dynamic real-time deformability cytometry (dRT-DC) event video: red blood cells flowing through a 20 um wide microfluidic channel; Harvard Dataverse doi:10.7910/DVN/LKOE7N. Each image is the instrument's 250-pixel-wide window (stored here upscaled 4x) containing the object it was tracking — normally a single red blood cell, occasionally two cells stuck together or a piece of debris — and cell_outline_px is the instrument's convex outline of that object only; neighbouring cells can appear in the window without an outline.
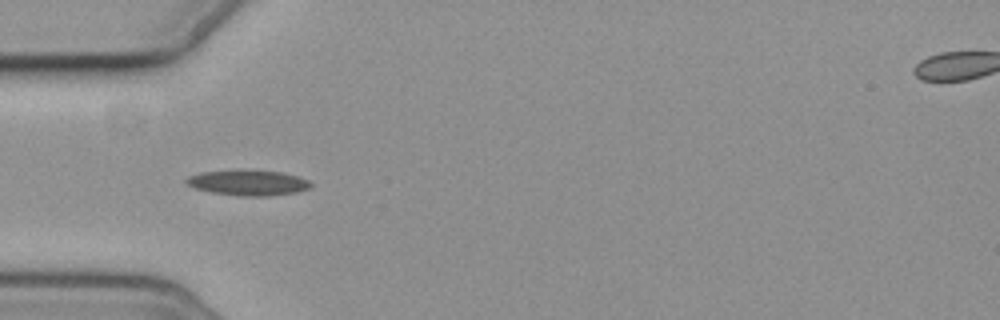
{"species": "common noctule bat (a hibernating species)", "species_latin": "Nyctalus noctula", "temperature_condition": "cold", "stored_images_in_passage": 4, "camera_frame_rate_fps": 3000, "um_per_image_px": 0.085, "animal": {"sex": "female", "body_mass_g": 19.3, "forearm_length_mm": 54.1}, "frame": {"image": 1, "passage_image": 4, "time_ms": 4.0, "image_size_px": [1000, 320], "cell_outline_px": [[312, 188], [296, 192], [268, 196], [240, 196], [212, 192], [196, 188], [188, 184], [184, 180], [188, 176], [200, 172], [284, 172], [308, 180], [312, 184]], "centroid_in_image_um": [21.13, 15.57], "position_along_channel_um": 63.9, "area_um2": 17.69}}